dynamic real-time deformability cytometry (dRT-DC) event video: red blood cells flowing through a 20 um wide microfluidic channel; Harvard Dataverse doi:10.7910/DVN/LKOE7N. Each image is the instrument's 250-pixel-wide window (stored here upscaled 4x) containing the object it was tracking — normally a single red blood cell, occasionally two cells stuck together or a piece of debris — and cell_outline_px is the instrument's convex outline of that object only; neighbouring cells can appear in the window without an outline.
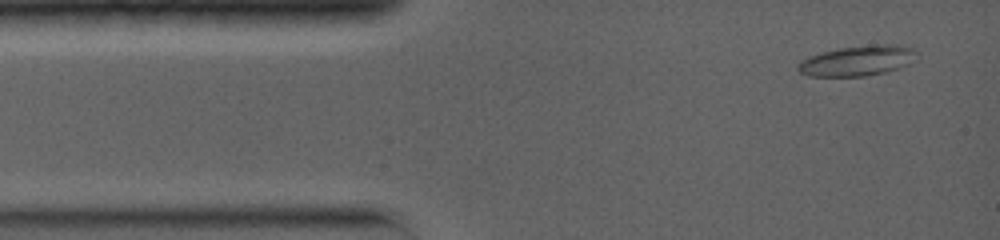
{"species": "common noctule bat (a hibernating species)", "species_latin": "Nyctalus noctula", "temperature_condition": "warm", "stored_images_in_passage": 40, "camera_frame_rate_fps": 5000, "um_per_image_px": 0.085, "animal": {"sex": "female", "body_mass_g": 19.0, "forearm_length_mm": 56.7}, "frame": {"image": 1, "passage_image": 2, "time_ms": 0.4, "image_size_px": [1000, 240], "cell_outline_px": [[920, 52], [916, 60], [908, 64], [884, 72], [864, 76], [808, 76], [800, 72], [796, 68], [800, 60], [808, 56], [840, 48], [884, 44], [892, 44], [912, 48]], "centroid_in_image_um": [72.9, 5.16], "position_along_channel_um": 12.1, "area_um2": 20.81}}
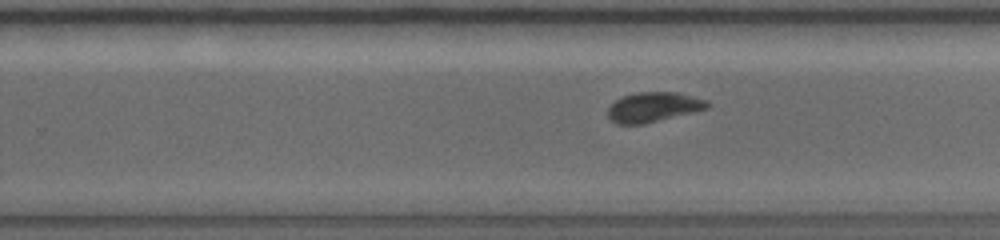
{"frame": {"image": 2, "passage_image": 22, "time_ms": 8.4, "image_size_px": [1000, 240], "cell_outline_px": [[712, 104], [708, 108], [644, 124], [616, 124], [608, 116], [608, 108], [616, 100], [624, 96], [636, 92], [676, 92], [708, 100]], "centroid_in_image_um": [55.56, 9.1], "position_along_channel_um": 274.2, "area_um2": 17.17}}
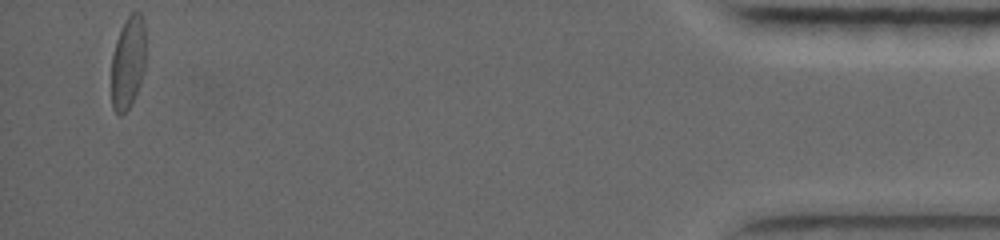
{"frame": {"image": 3, "passage_image": 40, "time_ms": 14.8, "image_size_px": [1000, 240], "cell_outline_px": [[144, 72], [140, 84], [132, 104], [120, 116], [112, 108], [112, 52], [116, 40], [128, 16], [132, 12], [140, 12], [144, 20]], "centroid_in_image_um": [10.88, 5.34], "position_along_channel_um": 424.3, "area_um2": 18.38}, "authors_computed_cell_mechanics": {"area_um2": 18.0625, "velocity_mm_per_s": 3.9828, "shape_relaxation_time_tau1_ms": 3.7946, "shape_relaxation_time_tau2_ms": 2.6992, "deformation_change_tau1": 0.1464, "deformation_change_tau2": 0.0528}}